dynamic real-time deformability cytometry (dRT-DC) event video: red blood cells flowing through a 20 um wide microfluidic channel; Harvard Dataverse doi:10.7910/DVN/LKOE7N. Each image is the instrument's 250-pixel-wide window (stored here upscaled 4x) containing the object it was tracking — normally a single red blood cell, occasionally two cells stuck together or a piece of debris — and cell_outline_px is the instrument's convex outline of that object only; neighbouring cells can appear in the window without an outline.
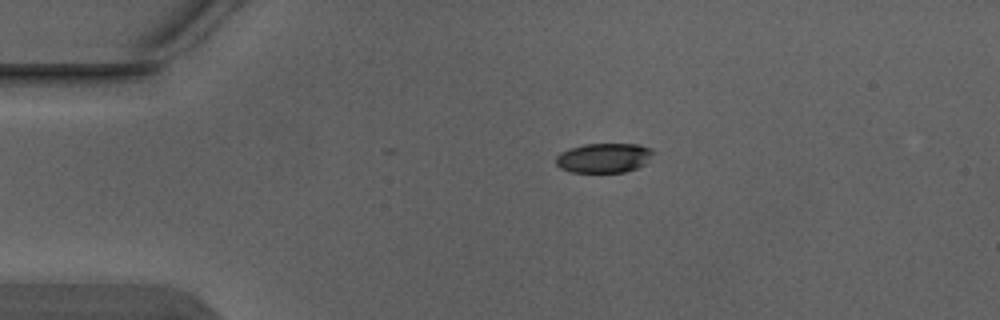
{"species": "Egyptian fruit bat (a non-hibernating species)", "species_latin": "Rousettus aegyptiacus", "temperature_condition": "warm", "stored_images_in_passage": 2, "camera_frame_rate_fps": 3000, "um_per_image_px": 0.085, "animal": {"sex": "male"}, "frame": {"image": 1, "passage_image": 1, "time_ms": 0.0, "image_size_px": [1000, 320], "cell_outline_px": [[656, 152], [644, 164], [636, 168], [624, 172], [572, 172], [560, 168], [556, 164], [556, 156], [560, 152], [568, 148], [584, 144], [640, 144], [652, 148]], "centroid_in_image_um": [51.34, 13.41], "position_along_channel_um": 33.7, "area_um2": 16.94}}